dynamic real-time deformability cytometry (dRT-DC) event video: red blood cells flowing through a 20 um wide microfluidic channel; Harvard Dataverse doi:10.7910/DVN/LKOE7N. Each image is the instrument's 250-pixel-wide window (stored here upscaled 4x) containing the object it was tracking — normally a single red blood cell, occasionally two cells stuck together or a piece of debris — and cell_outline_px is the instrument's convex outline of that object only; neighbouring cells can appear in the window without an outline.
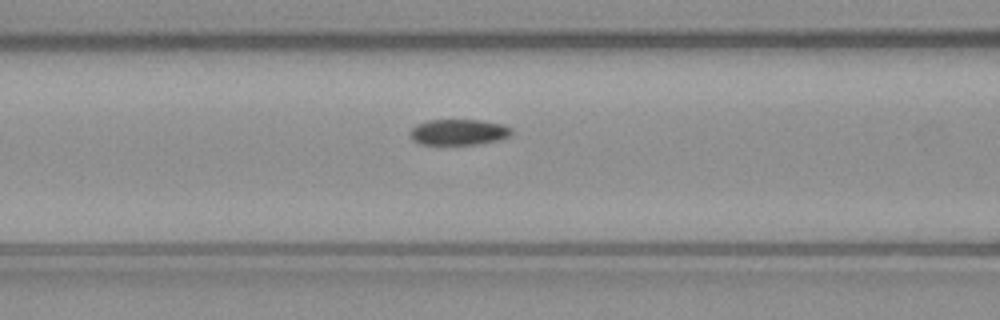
{"species": "common noctule bat (a hibernating species)", "species_latin": "Nyctalus noctula", "temperature_condition": "warm", "stored_images_in_passage": 29, "camera_frame_rate_fps": 3000, "um_per_image_px": 0.085, "animal": {"sex": "male", "body_mass_g": 23.1, "forearm_length_mm": 52.7}, "frame": {"image": 1, "passage_image": 9, "time_ms": 2.667, "image_size_px": [1000, 320], "cell_outline_px": [[512, 136], [496, 140], [476, 144], [420, 144], [412, 140], [412, 128], [416, 124], [428, 120], [480, 120], [504, 124], [512, 128]], "centroid_in_image_um": [39.02, 11.22], "position_along_channel_um": 127.6, "area_um2": 15.2}}